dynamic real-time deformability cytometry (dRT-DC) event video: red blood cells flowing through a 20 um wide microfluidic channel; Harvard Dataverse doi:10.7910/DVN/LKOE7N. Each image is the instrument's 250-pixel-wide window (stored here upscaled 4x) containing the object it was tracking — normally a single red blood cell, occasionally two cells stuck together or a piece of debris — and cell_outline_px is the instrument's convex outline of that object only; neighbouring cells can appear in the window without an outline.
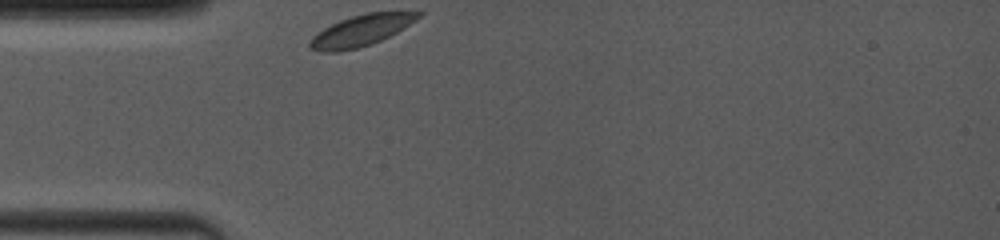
{"species": "common noctule bat (a hibernating species)", "species_latin": "Nyctalus noctula", "temperature_condition": "room temperature", "stored_images_in_passage": 1, "camera_frame_rate_fps": 4000, "um_per_image_px": 0.085, "animal": {"sex": "female", "body_mass_g": 19.0, "forearm_length_mm": 53.3}, "frame": {"image": 1, "passage_image": 1, "time_ms": 0.0, "image_size_px": [1000, 240], "cell_outline_px": [[424, 12], [416, 20], [396, 32], [372, 44], [356, 48], [336, 52], [320, 52], [308, 48], [308, 44], [312, 36], [316, 32], [340, 20], [352, 16], [368, 12]], "centroid_in_image_um": [30.63, 2.61], "position_along_channel_um": 54.4, "area_um2": 19.48}}